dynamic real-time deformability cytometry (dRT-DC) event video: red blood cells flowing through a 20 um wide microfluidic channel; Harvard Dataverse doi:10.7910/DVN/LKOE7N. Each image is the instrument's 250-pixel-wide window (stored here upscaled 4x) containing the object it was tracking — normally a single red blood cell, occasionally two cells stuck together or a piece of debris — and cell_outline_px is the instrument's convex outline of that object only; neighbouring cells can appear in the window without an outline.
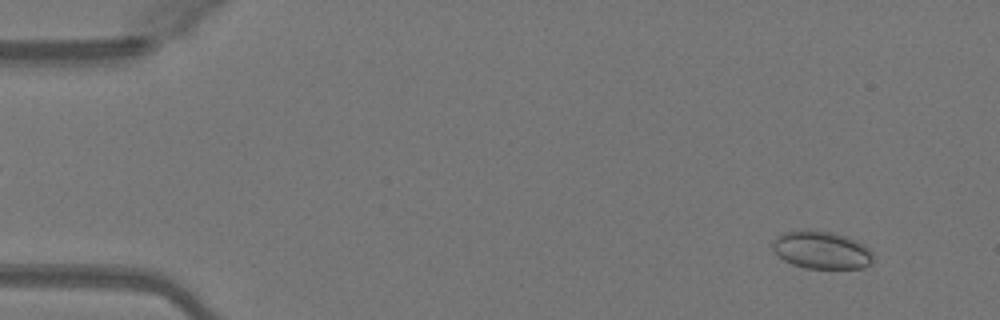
{"species": "Egyptian fruit bat (a non-hibernating species)", "species_latin": "Rousettus aegyptiacus", "temperature_condition": "warm", "stored_images_in_passage": 51, "camera_frame_rate_fps": 3000, "um_per_image_px": 0.085, "animal": {"sex": "female"}, "frame": {"image": 1, "passage_image": 4, "time_ms": 1.0, "image_size_px": [1000, 320], "cell_outline_px": [[872, 264], [864, 268], [804, 268], [792, 264], [784, 260], [772, 248], [772, 244], [776, 236], [784, 232], [832, 232], [844, 236], [868, 248], [872, 252]], "centroid_in_image_um": [69.83, 21.3], "position_along_channel_um": 15.2, "area_um2": 21.39}}
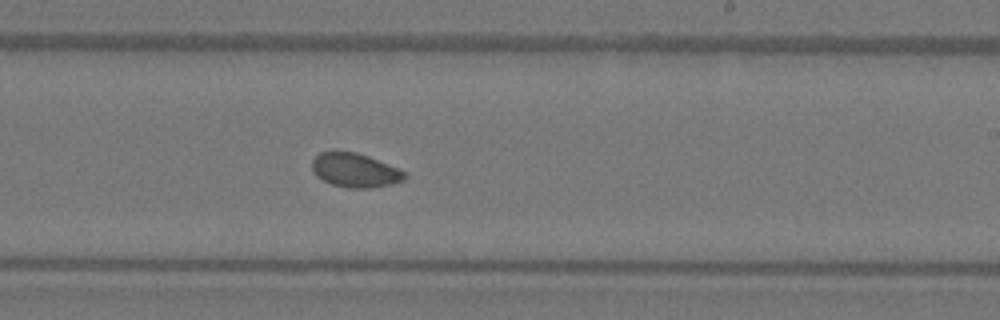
{"frame": {"image": 2, "passage_image": 30, "time_ms": 9.667, "image_size_px": [1000, 320], "cell_outline_px": [[408, 176], [404, 180], [392, 184], [372, 188], [348, 188], [332, 184], [316, 176], [312, 168], [312, 160], [320, 152], [356, 152], [368, 156], [396, 168], [404, 172]], "centroid_in_image_um": [30.17, 14.49], "position_along_channel_um": 258.8, "area_um2": 18.15}}
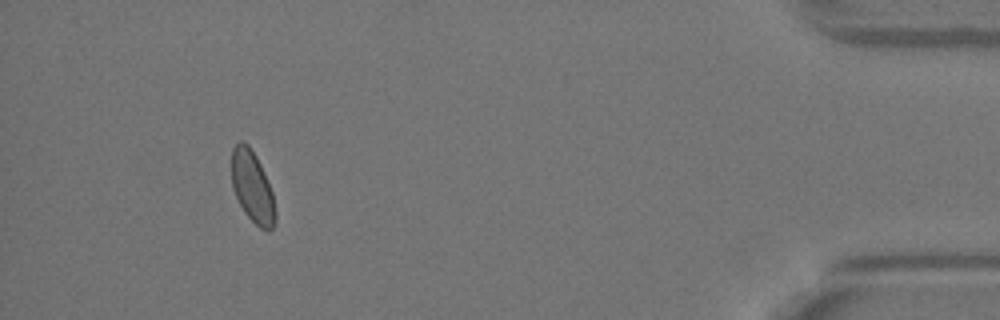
{"frame": {"image": 3, "passage_image": 46, "time_ms": 15.0, "image_size_px": [1000, 320], "cell_outline_px": [[276, 220], [272, 228], [268, 232], [260, 228], [244, 212], [232, 188], [232, 148], [240, 140], [244, 140], [248, 144], [256, 156], [260, 164], [272, 192], [276, 212]], "centroid_in_image_um": [21.45, 15.89], "position_along_channel_um": 413.7, "area_um2": 18.15}, "authors_computed_cell_mechanics": {"area_um2": 18.6116, "velocity_mm_per_s": 4.0836, "shape_relaxation_time_tau1_ms": 2.8096, "shape_relaxation_time_tau2_ms": 5.586, "deformation_change_tau1": 0.0417, "deformation_change_tau2": 0.058}}